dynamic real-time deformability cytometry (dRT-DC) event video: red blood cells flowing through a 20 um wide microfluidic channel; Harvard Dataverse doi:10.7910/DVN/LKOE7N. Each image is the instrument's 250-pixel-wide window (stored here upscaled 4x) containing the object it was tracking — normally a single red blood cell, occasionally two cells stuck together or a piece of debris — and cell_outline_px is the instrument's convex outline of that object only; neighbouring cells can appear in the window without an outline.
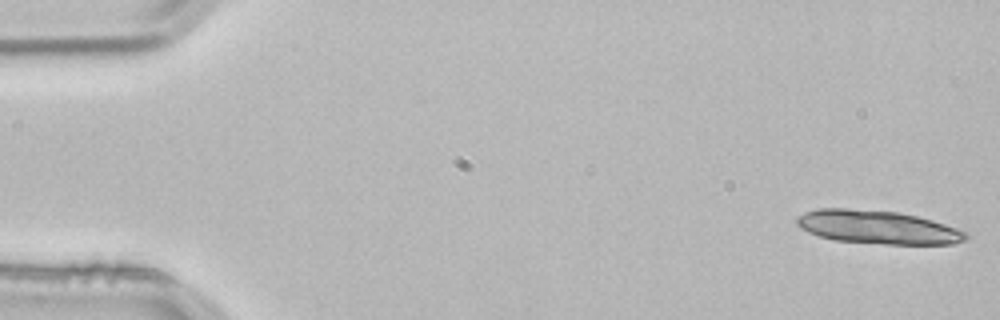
{"species": "common noctule bat (a hibernating species)", "species_latin": "Nyctalus noctula", "temperature_condition": "room temperature", "stored_images_in_passage": 3, "camera_frame_rate_fps": 3000, "um_per_image_px": 0.085, "animal": {"sex": "male", "body_mass_g": 21.5, "forearm_length_mm": 52.0}, "frame": {"image": 1, "passage_image": 1, "time_ms": 0.0, "image_size_px": [1000, 320], "cell_outline_px": [[968, 236], [964, 240], [952, 244], [884, 244], [836, 240], [820, 236], [808, 232], [800, 228], [796, 224], [796, 220], [804, 212], [816, 208], [848, 208], [896, 212], [916, 216], [932, 220], [956, 228], [964, 232]], "centroid_in_image_um": [74.56, 19.3], "position_along_channel_um": 10.4, "area_um2": 32.66}}